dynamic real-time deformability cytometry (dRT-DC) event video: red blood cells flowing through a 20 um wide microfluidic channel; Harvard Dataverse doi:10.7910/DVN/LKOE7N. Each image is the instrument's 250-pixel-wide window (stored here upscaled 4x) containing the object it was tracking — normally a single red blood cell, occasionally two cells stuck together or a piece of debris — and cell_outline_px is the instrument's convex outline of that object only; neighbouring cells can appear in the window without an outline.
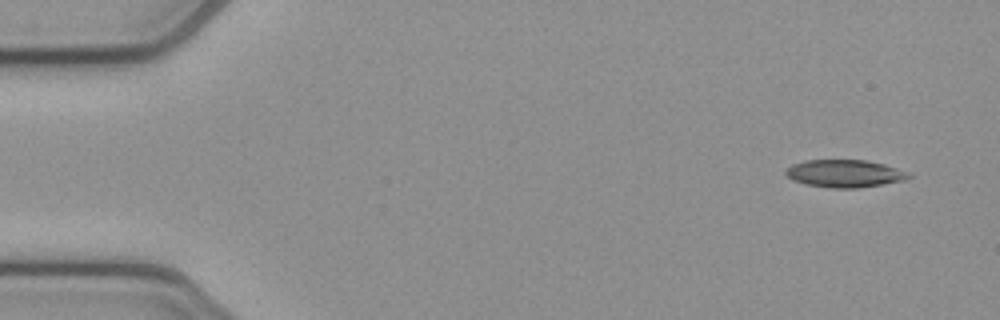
{"species": "common noctule bat (a hibernating species)", "species_latin": "Nyctalus noctula", "temperature_condition": "cold", "stored_images_in_passage": 50, "camera_frame_rate_fps": 3000, "um_per_image_px": 0.085, "animal": {"sex": "female", "body_mass_g": 21.9}, "frame": {"image": 1, "passage_image": 1, "time_ms": 0.0, "image_size_px": [1000, 320], "cell_outline_px": [[912, 176], [904, 180], [856, 188], [832, 188], [804, 184], [792, 180], [784, 172], [792, 164], [804, 160], [864, 160], [884, 164], [912, 172]], "centroid_in_image_um": [71.8, 14.74], "position_along_channel_um": 13.2, "area_um2": 19.77}}
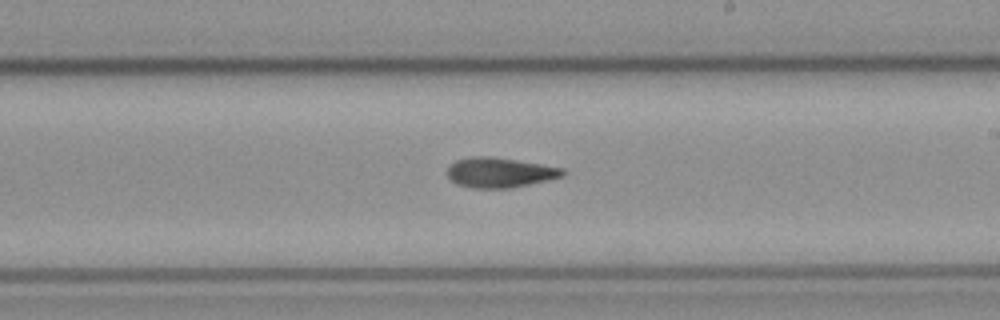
{"frame": {"image": 2, "passage_image": 28, "time_ms": 9.0, "image_size_px": [1000, 320], "cell_outline_px": [[568, 172], [564, 176], [548, 180], [512, 188], [472, 188], [456, 184], [448, 176], [448, 168], [456, 160], [472, 156], [488, 156], [516, 160], [564, 168]], "centroid_in_image_um": [42.52, 14.67], "position_along_channel_um": 246.5, "area_um2": 20.17}}
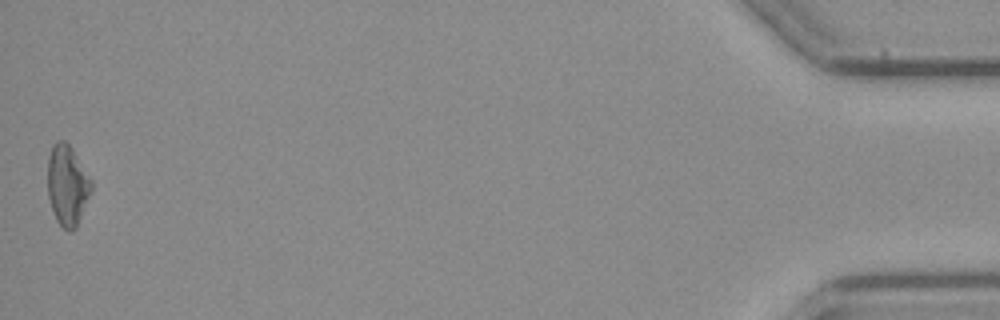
{"frame": {"image": 3, "passage_image": 50, "time_ms": 16.333, "image_size_px": [1000, 320], "cell_outline_px": [[92, 192], [76, 228], [72, 232], [68, 232], [56, 220], [48, 196], [48, 156], [52, 144], [56, 140], [64, 140], [72, 148], [92, 180]], "centroid_in_image_um": [5.73, 15.74], "position_along_channel_um": 429.5, "area_um2": 20.69}, "authors_computed_cell_mechanics": {"area_um2": 20.1144, "velocity_mm_per_s": 3.8736, "shape_relaxation_time_tau1_ms": null, "shape_relaxation_time_tau2_ms": 3.9759, "deformation_change_tau1": null, "deformation_change_tau2": 0.1204}}